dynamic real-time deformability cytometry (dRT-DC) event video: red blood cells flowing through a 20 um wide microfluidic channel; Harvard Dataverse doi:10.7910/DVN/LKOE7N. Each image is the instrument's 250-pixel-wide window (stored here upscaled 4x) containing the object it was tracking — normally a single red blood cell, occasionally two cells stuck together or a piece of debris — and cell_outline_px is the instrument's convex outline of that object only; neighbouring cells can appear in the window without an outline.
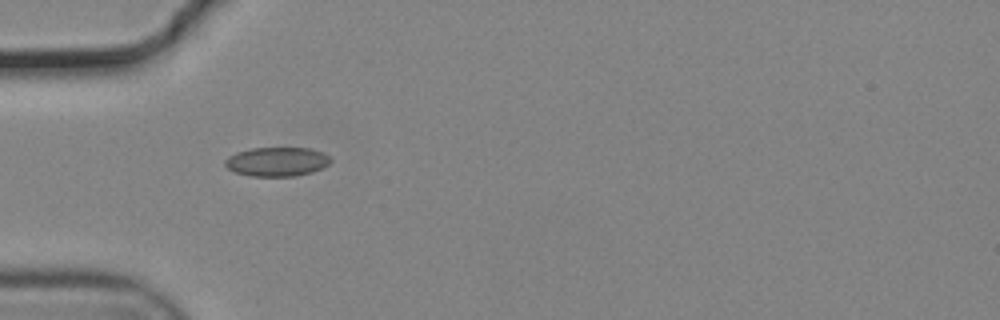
{"species": "common noctule bat (a hibernating species)", "species_latin": "Nyctalus noctula", "temperature_condition": "cold", "stored_images_in_passage": 33, "camera_frame_rate_fps": 3000, "um_per_image_px": 0.085, "animal": {"sex": "male", "body_mass_g": 19.2, "forearm_length_mm": 51.8}, "frame": {"image": 1, "passage_image": 1, "time_ms": 0.0, "image_size_px": [1000, 320], "cell_outline_px": [[332, 160], [328, 164], [312, 172], [292, 176], [252, 176], [236, 172], [228, 168], [224, 164], [224, 160], [228, 156], [236, 152], [252, 148], [312, 148], [324, 152]], "centroid_in_image_um": [23.53, 13.73], "position_along_channel_um": 61.5, "area_um2": 17.86}}
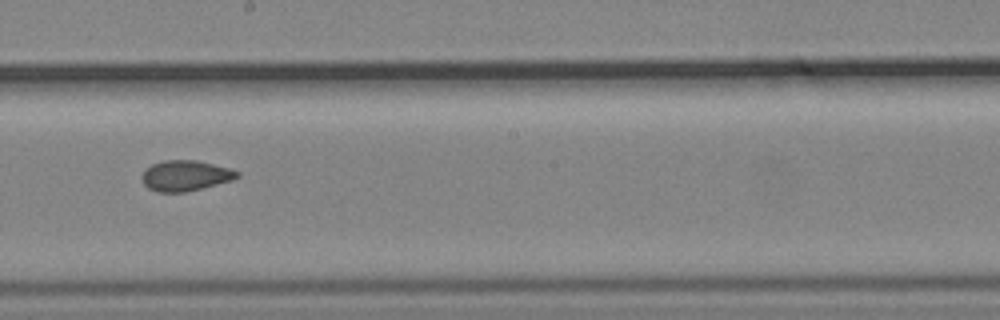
{"frame": {"image": 2, "passage_image": 15, "time_ms": 4.667, "image_size_px": [1000, 320], "cell_outline_px": [[240, 176], [232, 180], [184, 192], [156, 192], [148, 188], [144, 184], [140, 176], [152, 164], [164, 160], [196, 160], [228, 168], [240, 172]], "centroid_in_image_um": [15.74, 14.93], "position_along_channel_um": 232.5, "area_um2": 16.76}}
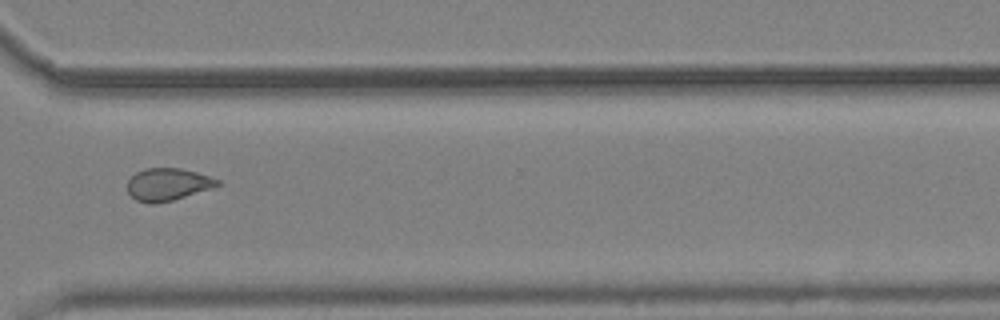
{"frame": {"image": 3, "passage_image": 25, "time_ms": 8.0, "image_size_px": [1000, 320], "cell_outline_px": [[220, 184], [212, 188], [172, 200], [156, 204], [152, 204], [136, 200], [128, 192], [128, 180], [136, 172], [144, 168], [180, 168], [196, 172], [220, 180]], "centroid_in_image_um": [14.24, 15.67], "position_along_channel_um": 356.4, "area_um2": 16.88}, "authors_computed_cell_mechanics": {"area_um2": 17.1666, "velocity_mm_per_s": 3.7187, "shape_relaxation_time_tau1_ms": null, "shape_relaxation_time_tau2_ms": 1.4811, "deformation_change_tau1": null, "deformation_change_tau2": 0.0495}}